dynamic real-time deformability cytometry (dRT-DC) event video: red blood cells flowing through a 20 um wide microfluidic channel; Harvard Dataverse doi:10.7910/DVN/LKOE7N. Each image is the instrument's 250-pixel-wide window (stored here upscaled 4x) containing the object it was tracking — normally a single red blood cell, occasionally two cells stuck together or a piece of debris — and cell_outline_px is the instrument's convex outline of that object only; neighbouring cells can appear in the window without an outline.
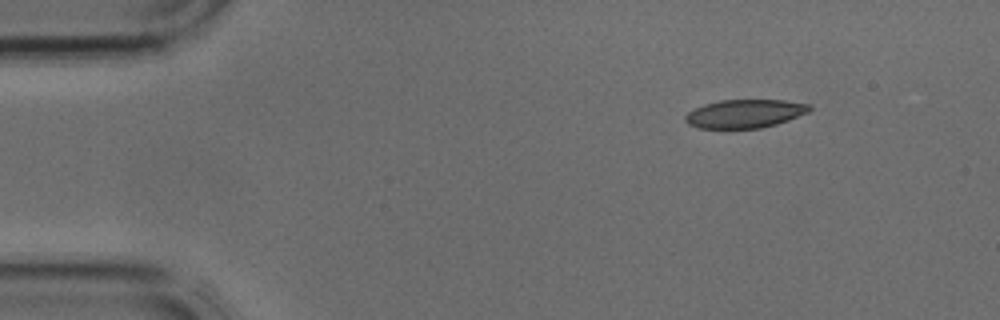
{"species": "common noctule bat (a hibernating species)", "species_latin": "Nyctalus noctula", "temperature_condition": "cold", "stored_images_in_passage": 4, "camera_frame_rate_fps": 3000, "um_per_image_px": 0.085, "animal": {"sex": "male", "body_mass_g": 17.9, "forearm_length_mm": 54.2}, "frame": {"image": 1, "passage_image": 4, "time_ms": 1.0, "image_size_px": [1000, 320], "cell_outline_px": [[812, 108], [808, 112], [788, 120], [776, 124], [760, 128], [696, 128], [688, 124], [684, 120], [684, 116], [688, 112], [704, 104], [720, 100], [784, 100], [808, 104]], "centroid_in_image_um": [63.28, 9.66], "position_along_channel_um": 21.7, "area_um2": 20.52}}